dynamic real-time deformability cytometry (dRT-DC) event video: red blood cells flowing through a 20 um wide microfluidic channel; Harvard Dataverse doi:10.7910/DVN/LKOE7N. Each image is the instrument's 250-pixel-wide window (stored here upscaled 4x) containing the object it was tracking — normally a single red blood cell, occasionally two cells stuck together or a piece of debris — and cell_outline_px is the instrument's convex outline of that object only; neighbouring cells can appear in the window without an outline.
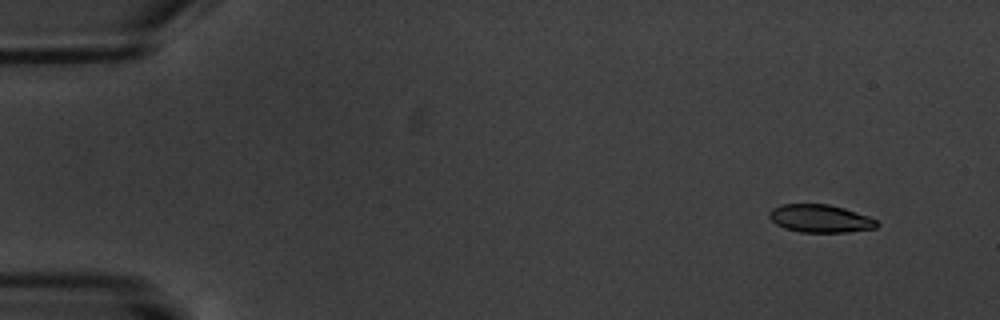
{"species": "common noctule bat (a hibernating species)", "species_latin": "Nyctalus noctula", "temperature_condition": "warm", "stored_images_in_passage": 7, "camera_frame_rate_fps": 3000, "um_per_image_px": 0.085, "animal": {"sex": "male", "body_mass_g": 20.1, "forearm_length_mm": 53.5}, "frame": {"image": 1, "passage_image": 2, "time_ms": 1.333, "image_size_px": [1000, 320], "cell_outline_px": [[880, 224], [876, 228], [848, 232], [800, 232], [784, 228], [776, 224], [768, 216], [768, 212], [772, 208], [780, 204], [828, 204], [844, 208], [868, 216], [876, 220]], "centroid_in_image_um": [69.7, 18.57], "position_along_channel_um": 15.3, "area_um2": 17.57}}
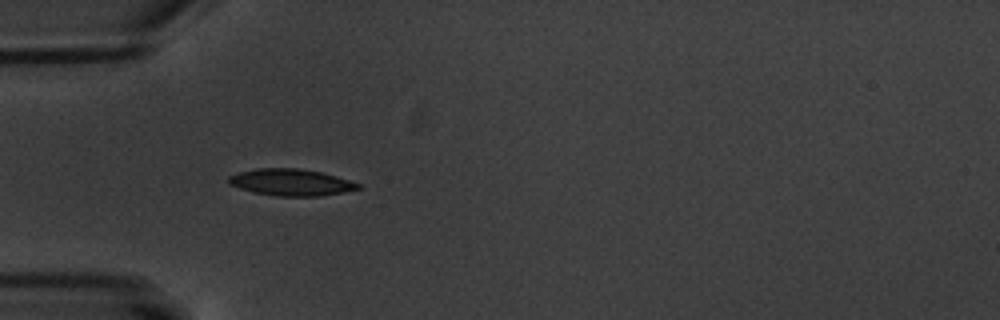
{"frame": {"image": 2, "passage_image": 6, "time_ms": 6.0, "image_size_px": [1000, 320], "cell_outline_px": [[360, 188], [344, 192], [320, 196], [276, 196], [252, 192], [228, 184], [228, 176], [236, 172], [256, 168], [296, 168], [320, 172], [336, 176], [360, 184]], "centroid_in_image_um": [24.67, 15.49], "position_along_channel_um": 60.3, "area_um2": 20.17}}